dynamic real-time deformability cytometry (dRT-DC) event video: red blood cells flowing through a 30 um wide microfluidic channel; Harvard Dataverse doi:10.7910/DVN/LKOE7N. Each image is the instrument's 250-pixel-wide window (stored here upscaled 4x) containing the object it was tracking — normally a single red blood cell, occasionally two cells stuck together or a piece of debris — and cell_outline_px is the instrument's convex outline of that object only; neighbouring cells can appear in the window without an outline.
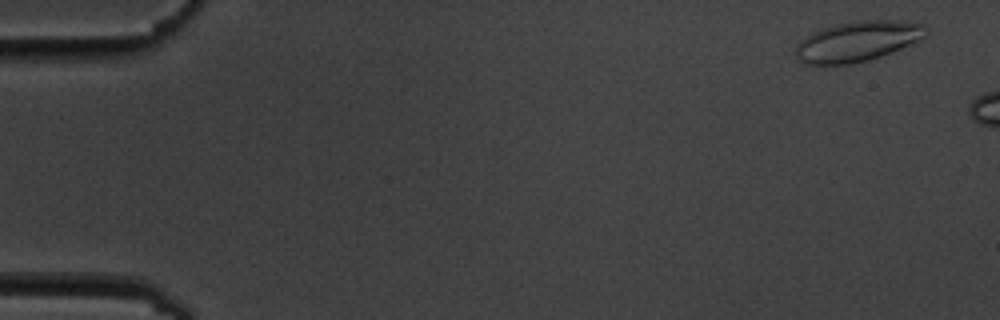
{"species": "common noctule bat (a hibernating species)", "species_latin": "Nyctalus noctula", "temperature_condition": "cold", "stored_images_in_passage": 3, "camera_frame_rate_fps": 3000, "um_per_image_px": 0.085, "animal": {"sex": "male", "body_mass_g": 19.5, "forearm_length_mm": 54.6}, "frame": {"image": 1, "passage_image": 1, "time_ms": 0.0, "image_size_px": [1000, 320], "cell_outline_px": [[928, 32], [920, 40], [880, 56], [868, 60], [848, 64], [804, 64], [796, 60], [796, 44], [804, 36], [812, 32], [836, 24], [864, 20], [896, 20], [924, 24]], "centroid_in_image_um": [72.85, 3.51], "position_along_channel_um": 12.1, "area_um2": 30.4}}